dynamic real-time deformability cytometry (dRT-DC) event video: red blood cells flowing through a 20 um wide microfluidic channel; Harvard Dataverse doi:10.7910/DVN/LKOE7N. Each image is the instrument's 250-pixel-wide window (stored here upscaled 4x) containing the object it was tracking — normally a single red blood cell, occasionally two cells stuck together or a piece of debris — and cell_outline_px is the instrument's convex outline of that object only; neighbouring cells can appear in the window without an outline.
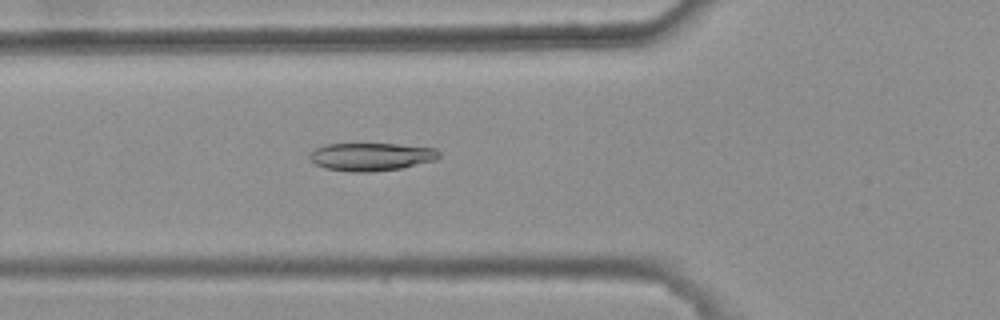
{"species": "common noctule bat (a hibernating species)", "species_latin": "Nyctalus noctula", "temperature_condition": "warm", "stored_images_in_passage": 6, "camera_frame_rate_fps": 3000, "um_per_image_px": 0.085, "animal": {"sex": "female", "body_mass_g": 25.1}, "frame": {"image": 1, "passage_image": 6, "time_ms": 1.667, "image_size_px": [1000, 320], "cell_outline_px": [[440, 156], [436, 160], [400, 168], [372, 172], [352, 172], [324, 168], [316, 164], [308, 156], [316, 148], [328, 144], [400, 144], [436, 148], [440, 152]], "centroid_in_image_um": [31.59, 13.32], "position_along_channel_um": 94.2, "area_um2": 21.04}}